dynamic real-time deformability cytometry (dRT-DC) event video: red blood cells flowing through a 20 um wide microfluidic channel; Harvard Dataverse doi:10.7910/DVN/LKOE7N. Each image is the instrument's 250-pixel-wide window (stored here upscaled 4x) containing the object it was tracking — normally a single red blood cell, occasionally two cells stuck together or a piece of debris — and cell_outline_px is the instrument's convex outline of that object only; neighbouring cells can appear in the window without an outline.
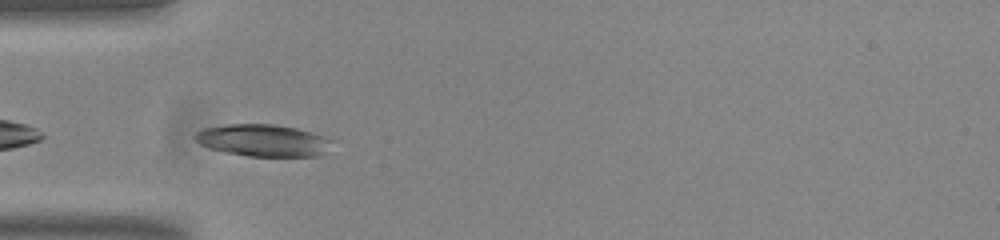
{"species": "common noctule bat (a hibernating species)", "species_latin": "Nyctalus noctula", "temperature_condition": "room temperature", "stored_images_in_passage": 26, "camera_frame_rate_fps": 3000, "um_per_image_px": 0.085, "animal": {"sex": "male", "body_mass_g": 20.0, "forearm_length_mm": 53.3}, "frame": {"image": 1, "passage_image": 2, "time_ms": 0.333, "image_size_px": [1000, 240], "cell_outline_px": [[336, 140], [320, 156], [248, 156], [224, 152], [208, 148], [200, 144], [192, 136], [196, 132], [204, 128], [228, 124], [272, 124], [296, 128]], "centroid_in_image_um": [22.35, 11.93], "position_along_channel_um": 62.7, "area_um2": 25.61}}
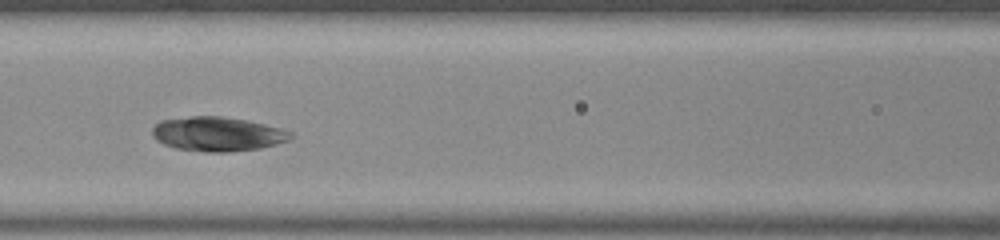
{"frame": {"image": 2, "passage_image": 9, "time_ms": 2.667, "image_size_px": [1000, 240], "cell_outline_px": [[296, 136], [288, 140], [276, 144], [260, 148], [228, 152], [208, 152], [176, 148], [164, 144], [156, 140], [152, 136], [152, 128], [160, 120], [192, 116], [220, 116], [248, 120], [280, 128], [292, 132]], "centroid_in_image_um": [18.49, 11.39], "position_along_channel_um": 148.1, "area_um2": 27.74}}
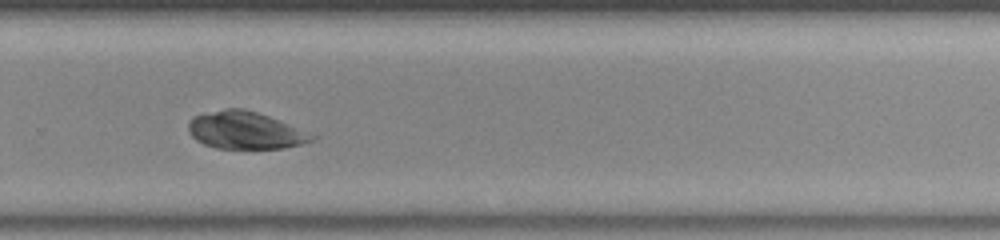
{"frame": {"image": 3, "passage_image": 22, "time_ms": 7.0, "image_size_px": [1000, 240], "cell_outline_px": [[320, 136], [312, 140], [300, 144], [284, 148], [216, 148], [204, 144], [196, 140], [188, 132], [188, 120], [196, 116], [224, 108], [244, 108], [268, 116]], "centroid_in_image_um": [20.85, 11.08], "position_along_channel_um": 309.0, "area_um2": 26.76}}